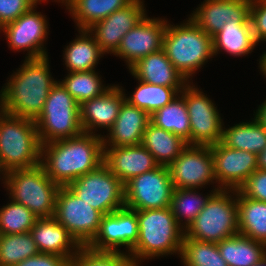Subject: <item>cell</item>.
<instances>
[{"mask_svg":"<svg viewBox=\"0 0 266 266\" xmlns=\"http://www.w3.org/2000/svg\"><path fill=\"white\" fill-rule=\"evenodd\" d=\"M103 135L85 133L41 144V165L59 186L97 169L104 160Z\"/></svg>","mask_w":266,"mask_h":266,"instance_id":"6da1fadb","label":"cell"},{"mask_svg":"<svg viewBox=\"0 0 266 266\" xmlns=\"http://www.w3.org/2000/svg\"><path fill=\"white\" fill-rule=\"evenodd\" d=\"M47 57L24 60L0 91V109L10 115L36 120L48 93L57 83L51 77Z\"/></svg>","mask_w":266,"mask_h":266,"instance_id":"7a4b0ae2","label":"cell"},{"mask_svg":"<svg viewBox=\"0 0 266 266\" xmlns=\"http://www.w3.org/2000/svg\"><path fill=\"white\" fill-rule=\"evenodd\" d=\"M134 211L139 232L129 255L138 266L143 259L181 254L185 230L177 223L170 207Z\"/></svg>","mask_w":266,"mask_h":266,"instance_id":"3957f363","label":"cell"},{"mask_svg":"<svg viewBox=\"0 0 266 266\" xmlns=\"http://www.w3.org/2000/svg\"><path fill=\"white\" fill-rule=\"evenodd\" d=\"M181 25H166L163 50L173 66L189 82L196 70L214 56L212 36L189 17ZM190 79V80H189Z\"/></svg>","mask_w":266,"mask_h":266,"instance_id":"277c9868","label":"cell"},{"mask_svg":"<svg viewBox=\"0 0 266 266\" xmlns=\"http://www.w3.org/2000/svg\"><path fill=\"white\" fill-rule=\"evenodd\" d=\"M0 161L6 172L41 164V143L34 120L0 109Z\"/></svg>","mask_w":266,"mask_h":266,"instance_id":"5b68a950","label":"cell"},{"mask_svg":"<svg viewBox=\"0 0 266 266\" xmlns=\"http://www.w3.org/2000/svg\"><path fill=\"white\" fill-rule=\"evenodd\" d=\"M3 183L10 192V199L27 207L36 217H54L60 186L53 182L41 164L9 171Z\"/></svg>","mask_w":266,"mask_h":266,"instance_id":"8992f818","label":"cell"},{"mask_svg":"<svg viewBox=\"0 0 266 266\" xmlns=\"http://www.w3.org/2000/svg\"><path fill=\"white\" fill-rule=\"evenodd\" d=\"M237 234V190L221 189L209 198L206 206L185 230L184 238L219 243Z\"/></svg>","mask_w":266,"mask_h":266,"instance_id":"52a82bcc","label":"cell"},{"mask_svg":"<svg viewBox=\"0 0 266 266\" xmlns=\"http://www.w3.org/2000/svg\"><path fill=\"white\" fill-rule=\"evenodd\" d=\"M35 123L41 144L68 139L83 133L80 105L59 81L48 93L43 110Z\"/></svg>","mask_w":266,"mask_h":266,"instance_id":"ba28073f","label":"cell"},{"mask_svg":"<svg viewBox=\"0 0 266 266\" xmlns=\"http://www.w3.org/2000/svg\"><path fill=\"white\" fill-rule=\"evenodd\" d=\"M67 187L102 215L125 207L124 184L104 163L72 181Z\"/></svg>","mask_w":266,"mask_h":266,"instance_id":"9c48e42d","label":"cell"},{"mask_svg":"<svg viewBox=\"0 0 266 266\" xmlns=\"http://www.w3.org/2000/svg\"><path fill=\"white\" fill-rule=\"evenodd\" d=\"M102 216L67 186H60L56 195L54 218L80 246H88L94 240L99 232Z\"/></svg>","mask_w":266,"mask_h":266,"instance_id":"30bf717a","label":"cell"},{"mask_svg":"<svg viewBox=\"0 0 266 266\" xmlns=\"http://www.w3.org/2000/svg\"><path fill=\"white\" fill-rule=\"evenodd\" d=\"M125 207L131 210H149L170 207L174 185L167 166L144 172L124 184Z\"/></svg>","mask_w":266,"mask_h":266,"instance_id":"8fae6325","label":"cell"},{"mask_svg":"<svg viewBox=\"0 0 266 266\" xmlns=\"http://www.w3.org/2000/svg\"><path fill=\"white\" fill-rule=\"evenodd\" d=\"M180 94L184 96L190 119L191 145L211 146L221 142L224 124L212 100L191 83Z\"/></svg>","mask_w":266,"mask_h":266,"instance_id":"7c38bea8","label":"cell"},{"mask_svg":"<svg viewBox=\"0 0 266 266\" xmlns=\"http://www.w3.org/2000/svg\"><path fill=\"white\" fill-rule=\"evenodd\" d=\"M168 169L175 188L198 190L206 184L217 183L210 146L188 145Z\"/></svg>","mask_w":266,"mask_h":266,"instance_id":"4fadbf2b","label":"cell"},{"mask_svg":"<svg viewBox=\"0 0 266 266\" xmlns=\"http://www.w3.org/2000/svg\"><path fill=\"white\" fill-rule=\"evenodd\" d=\"M33 6L15 21L4 25L0 30L6 35L10 49L28 51L26 59L47 57L44 41L48 35L46 17L37 12Z\"/></svg>","mask_w":266,"mask_h":266,"instance_id":"5bb4252c","label":"cell"},{"mask_svg":"<svg viewBox=\"0 0 266 266\" xmlns=\"http://www.w3.org/2000/svg\"><path fill=\"white\" fill-rule=\"evenodd\" d=\"M138 220L134 210L126 207L102 216L99 232L88 247L95 251L122 252L133 249L138 239Z\"/></svg>","mask_w":266,"mask_h":266,"instance_id":"9a60e30c","label":"cell"},{"mask_svg":"<svg viewBox=\"0 0 266 266\" xmlns=\"http://www.w3.org/2000/svg\"><path fill=\"white\" fill-rule=\"evenodd\" d=\"M214 175L218 185L225 190H238L247 178L258 169L257 155L225 146L222 142L211 145Z\"/></svg>","mask_w":266,"mask_h":266,"instance_id":"2e32d148","label":"cell"},{"mask_svg":"<svg viewBox=\"0 0 266 266\" xmlns=\"http://www.w3.org/2000/svg\"><path fill=\"white\" fill-rule=\"evenodd\" d=\"M167 20L149 18L147 15L122 38L118 50L113 54L124 58L130 69L143 57L163 49V37Z\"/></svg>","mask_w":266,"mask_h":266,"instance_id":"e0dca14e","label":"cell"},{"mask_svg":"<svg viewBox=\"0 0 266 266\" xmlns=\"http://www.w3.org/2000/svg\"><path fill=\"white\" fill-rule=\"evenodd\" d=\"M143 2L142 0H133L124 8L97 21L87 29L105 54H114L118 50L122 38L146 16Z\"/></svg>","mask_w":266,"mask_h":266,"instance_id":"ac0fdd59","label":"cell"},{"mask_svg":"<svg viewBox=\"0 0 266 266\" xmlns=\"http://www.w3.org/2000/svg\"><path fill=\"white\" fill-rule=\"evenodd\" d=\"M204 1L189 18L210 36L225 24L244 23L250 17L251 0Z\"/></svg>","mask_w":266,"mask_h":266,"instance_id":"d6986e66","label":"cell"},{"mask_svg":"<svg viewBox=\"0 0 266 266\" xmlns=\"http://www.w3.org/2000/svg\"><path fill=\"white\" fill-rule=\"evenodd\" d=\"M123 91L119 85H111L100 96L86 100L80 105L83 132L94 134L97 128L109 130L112 127L125 101L126 94Z\"/></svg>","mask_w":266,"mask_h":266,"instance_id":"ffe728a7","label":"cell"},{"mask_svg":"<svg viewBox=\"0 0 266 266\" xmlns=\"http://www.w3.org/2000/svg\"><path fill=\"white\" fill-rule=\"evenodd\" d=\"M103 163L123 184L159 166L153 155L142 144L104 147Z\"/></svg>","mask_w":266,"mask_h":266,"instance_id":"44dd1931","label":"cell"},{"mask_svg":"<svg viewBox=\"0 0 266 266\" xmlns=\"http://www.w3.org/2000/svg\"><path fill=\"white\" fill-rule=\"evenodd\" d=\"M150 123V115L126 100L122 103L115 123L103 135V147L135 146L142 144L143 134ZM105 136V137H104Z\"/></svg>","mask_w":266,"mask_h":266,"instance_id":"7402d4cb","label":"cell"},{"mask_svg":"<svg viewBox=\"0 0 266 266\" xmlns=\"http://www.w3.org/2000/svg\"><path fill=\"white\" fill-rule=\"evenodd\" d=\"M30 233L40 253L57 254L70 261L81 248L54 217L38 218Z\"/></svg>","mask_w":266,"mask_h":266,"instance_id":"603a6c76","label":"cell"},{"mask_svg":"<svg viewBox=\"0 0 266 266\" xmlns=\"http://www.w3.org/2000/svg\"><path fill=\"white\" fill-rule=\"evenodd\" d=\"M129 70L137 80L153 85L184 88L190 83L173 66L163 49L143 57Z\"/></svg>","mask_w":266,"mask_h":266,"instance_id":"cb8c5ba5","label":"cell"},{"mask_svg":"<svg viewBox=\"0 0 266 266\" xmlns=\"http://www.w3.org/2000/svg\"><path fill=\"white\" fill-rule=\"evenodd\" d=\"M213 53L217 55L222 49L233 56L248 55L258 45L255 40L250 17L244 23L225 24L212 36Z\"/></svg>","mask_w":266,"mask_h":266,"instance_id":"d4e9b609","label":"cell"},{"mask_svg":"<svg viewBox=\"0 0 266 266\" xmlns=\"http://www.w3.org/2000/svg\"><path fill=\"white\" fill-rule=\"evenodd\" d=\"M79 36L64 49V60L69 72L96 70L95 66L105 53L87 29H78Z\"/></svg>","mask_w":266,"mask_h":266,"instance_id":"484cf974","label":"cell"},{"mask_svg":"<svg viewBox=\"0 0 266 266\" xmlns=\"http://www.w3.org/2000/svg\"><path fill=\"white\" fill-rule=\"evenodd\" d=\"M142 145L161 166H169L188 146L187 142L172 132L156 127L151 122L144 131Z\"/></svg>","mask_w":266,"mask_h":266,"instance_id":"4316f807","label":"cell"},{"mask_svg":"<svg viewBox=\"0 0 266 266\" xmlns=\"http://www.w3.org/2000/svg\"><path fill=\"white\" fill-rule=\"evenodd\" d=\"M228 266H254L266 255V244L237 234L217 243Z\"/></svg>","mask_w":266,"mask_h":266,"instance_id":"83f0119b","label":"cell"},{"mask_svg":"<svg viewBox=\"0 0 266 266\" xmlns=\"http://www.w3.org/2000/svg\"><path fill=\"white\" fill-rule=\"evenodd\" d=\"M223 127L221 142L230 148L260 154L266 147V128L256 119Z\"/></svg>","mask_w":266,"mask_h":266,"instance_id":"f1b7e54d","label":"cell"},{"mask_svg":"<svg viewBox=\"0 0 266 266\" xmlns=\"http://www.w3.org/2000/svg\"><path fill=\"white\" fill-rule=\"evenodd\" d=\"M133 0H67L66 10L77 23L78 29H88L97 21L124 8ZM76 20V21H75Z\"/></svg>","mask_w":266,"mask_h":266,"instance_id":"f546056e","label":"cell"},{"mask_svg":"<svg viewBox=\"0 0 266 266\" xmlns=\"http://www.w3.org/2000/svg\"><path fill=\"white\" fill-rule=\"evenodd\" d=\"M239 234L266 244V202L245 197L237 190Z\"/></svg>","mask_w":266,"mask_h":266,"instance_id":"4dcf8cb0","label":"cell"},{"mask_svg":"<svg viewBox=\"0 0 266 266\" xmlns=\"http://www.w3.org/2000/svg\"><path fill=\"white\" fill-rule=\"evenodd\" d=\"M150 122L158 128L181 137L188 145H191L190 119L182 94H179L170 103L155 111L150 116Z\"/></svg>","mask_w":266,"mask_h":266,"instance_id":"1f68e13d","label":"cell"},{"mask_svg":"<svg viewBox=\"0 0 266 266\" xmlns=\"http://www.w3.org/2000/svg\"><path fill=\"white\" fill-rule=\"evenodd\" d=\"M215 188V189H214ZM210 194L201 196L194 188H175L170 202V209L177 223L186 230L201 210L206 206L209 198L220 188L214 187ZM197 192V193H196ZM182 217V218H181ZM185 219L184 223L182 219ZM184 225V226H183Z\"/></svg>","mask_w":266,"mask_h":266,"instance_id":"d6a6232c","label":"cell"},{"mask_svg":"<svg viewBox=\"0 0 266 266\" xmlns=\"http://www.w3.org/2000/svg\"><path fill=\"white\" fill-rule=\"evenodd\" d=\"M138 83L139 85L134 93L129 97L125 96V100L129 104L146 111L150 116L170 103L183 89L153 85L141 80H138Z\"/></svg>","mask_w":266,"mask_h":266,"instance_id":"836d02e7","label":"cell"},{"mask_svg":"<svg viewBox=\"0 0 266 266\" xmlns=\"http://www.w3.org/2000/svg\"><path fill=\"white\" fill-rule=\"evenodd\" d=\"M39 253L30 232L0 234V266H15Z\"/></svg>","mask_w":266,"mask_h":266,"instance_id":"e575fe53","label":"cell"},{"mask_svg":"<svg viewBox=\"0 0 266 266\" xmlns=\"http://www.w3.org/2000/svg\"><path fill=\"white\" fill-rule=\"evenodd\" d=\"M68 73L65 79L59 82L79 105L100 96L111 87V85L103 86L101 77L95 70Z\"/></svg>","mask_w":266,"mask_h":266,"instance_id":"d590c367","label":"cell"},{"mask_svg":"<svg viewBox=\"0 0 266 266\" xmlns=\"http://www.w3.org/2000/svg\"><path fill=\"white\" fill-rule=\"evenodd\" d=\"M180 255L185 266H228L217 243L184 238Z\"/></svg>","mask_w":266,"mask_h":266,"instance_id":"8d00e7d4","label":"cell"},{"mask_svg":"<svg viewBox=\"0 0 266 266\" xmlns=\"http://www.w3.org/2000/svg\"><path fill=\"white\" fill-rule=\"evenodd\" d=\"M37 219L27 207L10 200L0 208V234L30 232Z\"/></svg>","mask_w":266,"mask_h":266,"instance_id":"74e56055","label":"cell"},{"mask_svg":"<svg viewBox=\"0 0 266 266\" xmlns=\"http://www.w3.org/2000/svg\"><path fill=\"white\" fill-rule=\"evenodd\" d=\"M69 266H138L126 252L95 251L81 246L78 253L69 261Z\"/></svg>","mask_w":266,"mask_h":266,"instance_id":"f35d334b","label":"cell"},{"mask_svg":"<svg viewBox=\"0 0 266 266\" xmlns=\"http://www.w3.org/2000/svg\"><path fill=\"white\" fill-rule=\"evenodd\" d=\"M38 0H0V29L37 6ZM1 32V31H0Z\"/></svg>","mask_w":266,"mask_h":266,"instance_id":"ab89813d","label":"cell"},{"mask_svg":"<svg viewBox=\"0 0 266 266\" xmlns=\"http://www.w3.org/2000/svg\"><path fill=\"white\" fill-rule=\"evenodd\" d=\"M238 190L245 197L266 202V171L255 170Z\"/></svg>","mask_w":266,"mask_h":266,"instance_id":"60d3db41","label":"cell"},{"mask_svg":"<svg viewBox=\"0 0 266 266\" xmlns=\"http://www.w3.org/2000/svg\"><path fill=\"white\" fill-rule=\"evenodd\" d=\"M250 21L256 42L266 41V0H251Z\"/></svg>","mask_w":266,"mask_h":266,"instance_id":"b9f144b4","label":"cell"},{"mask_svg":"<svg viewBox=\"0 0 266 266\" xmlns=\"http://www.w3.org/2000/svg\"><path fill=\"white\" fill-rule=\"evenodd\" d=\"M15 266H69V261L57 254L39 253L19 262Z\"/></svg>","mask_w":266,"mask_h":266,"instance_id":"7bdbcfd3","label":"cell"},{"mask_svg":"<svg viewBox=\"0 0 266 266\" xmlns=\"http://www.w3.org/2000/svg\"><path fill=\"white\" fill-rule=\"evenodd\" d=\"M254 117L266 128V100L259 105Z\"/></svg>","mask_w":266,"mask_h":266,"instance_id":"ee69618b","label":"cell"},{"mask_svg":"<svg viewBox=\"0 0 266 266\" xmlns=\"http://www.w3.org/2000/svg\"><path fill=\"white\" fill-rule=\"evenodd\" d=\"M258 169L266 171V147L257 155Z\"/></svg>","mask_w":266,"mask_h":266,"instance_id":"f6af8a7d","label":"cell"},{"mask_svg":"<svg viewBox=\"0 0 266 266\" xmlns=\"http://www.w3.org/2000/svg\"><path fill=\"white\" fill-rule=\"evenodd\" d=\"M262 56L259 59V67L260 71L263 73V75L266 77V52H263Z\"/></svg>","mask_w":266,"mask_h":266,"instance_id":"bcb514c9","label":"cell"},{"mask_svg":"<svg viewBox=\"0 0 266 266\" xmlns=\"http://www.w3.org/2000/svg\"><path fill=\"white\" fill-rule=\"evenodd\" d=\"M254 266H266V255Z\"/></svg>","mask_w":266,"mask_h":266,"instance_id":"7dc6e473","label":"cell"},{"mask_svg":"<svg viewBox=\"0 0 266 266\" xmlns=\"http://www.w3.org/2000/svg\"><path fill=\"white\" fill-rule=\"evenodd\" d=\"M1 173H2V176H3L2 178L4 180L7 172L4 170V168H3L2 164H1V161H0V174Z\"/></svg>","mask_w":266,"mask_h":266,"instance_id":"c3c4849f","label":"cell"},{"mask_svg":"<svg viewBox=\"0 0 266 266\" xmlns=\"http://www.w3.org/2000/svg\"><path fill=\"white\" fill-rule=\"evenodd\" d=\"M38 1L41 3V1H45V0H38ZM46 1H47V0H46ZM54 1H55V0H54ZM56 1L65 4V2H66L67 0H56Z\"/></svg>","mask_w":266,"mask_h":266,"instance_id":"681fc988","label":"cell"}]
</instances>
